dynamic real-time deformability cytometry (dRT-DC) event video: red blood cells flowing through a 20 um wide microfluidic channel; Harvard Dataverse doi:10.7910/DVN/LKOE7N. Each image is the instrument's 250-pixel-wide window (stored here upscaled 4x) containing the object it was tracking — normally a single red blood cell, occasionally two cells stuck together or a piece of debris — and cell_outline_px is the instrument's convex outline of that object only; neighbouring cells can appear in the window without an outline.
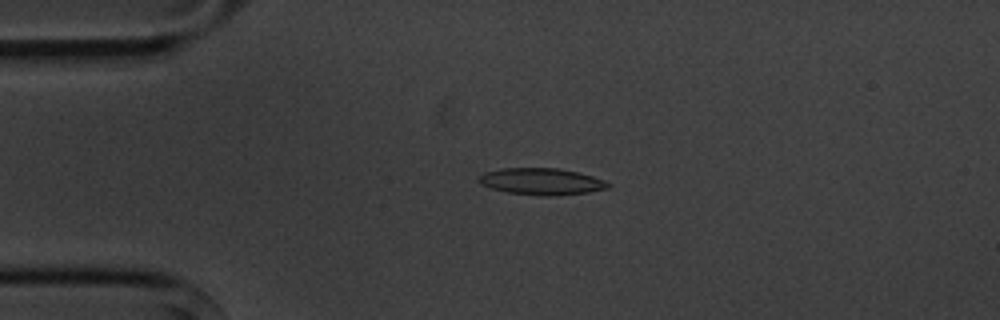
{"species": "common noctule bat (a hibernating species)", "species_latin": "Nyctalus noctula", "temperature_condition": "cold", "stored_images_in_passage": 5, "camera_frame_rate_fps": 3000, "um_per_image_px": 0.085, "animal": {"sex": "male", "body_mass_g": 20.1, "forearm_length_mm": 53.5}, "frame": {"image": 1, "passage_image": 4, "time_ms": 3.333, "image_size_px": [1000, 320], "cell_outline_px": [[612, 188], [588, 192], [548, 196], [540, 196], [508, 192], [492, 188], [480, 184], [476, 180], [484, 172], [500, 168], [560, 168], [580, 172], [604, 180], [612, 184]], "centroid_in_image_um": [46.05, 15.42], "position_along_channel_um": 38.9, "area_um2": 20.29}}